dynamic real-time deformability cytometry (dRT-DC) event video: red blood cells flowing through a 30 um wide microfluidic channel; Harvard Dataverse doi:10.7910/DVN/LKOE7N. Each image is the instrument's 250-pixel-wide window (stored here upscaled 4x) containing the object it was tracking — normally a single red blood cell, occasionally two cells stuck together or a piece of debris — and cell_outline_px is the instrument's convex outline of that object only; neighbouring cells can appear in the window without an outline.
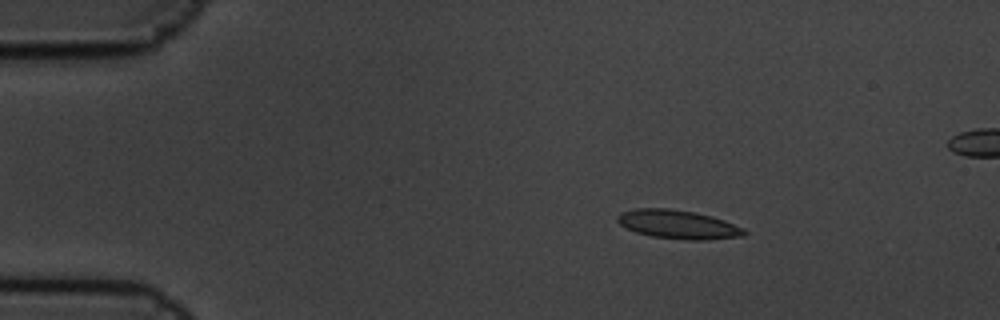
{"species": "common noctule bat (a hibernating species)", "species_latin": "Nyctalus noctula", "temperature_condition": "cold", "stored_images_in_passage": 7, "camera_frame_rate_fps": 3000, "um_per_image_px": 0.085, "animal": {"sex": "male", "body_mass_g": 19.5, "forearm_length_mm": 54.6}, "frame": {"image": 1, "passage_image": 2, "time_ms": 0.333, "image_size_px": [1000, 320], "cell_outline_px": [[748, 232], [744, 236], [708, 240], [688, 240], [652, 236], [636, 232], [620, 224], [616, 220], [616, 216], [620, 212], [636, 208], [668, 208], [696, 212], [712, 216], [724, 220], [744, 228]], "centroid_in_image_um": [57.65, 19.07], "position_along_channel_um": 27.3, "area_um2": 21.39}}
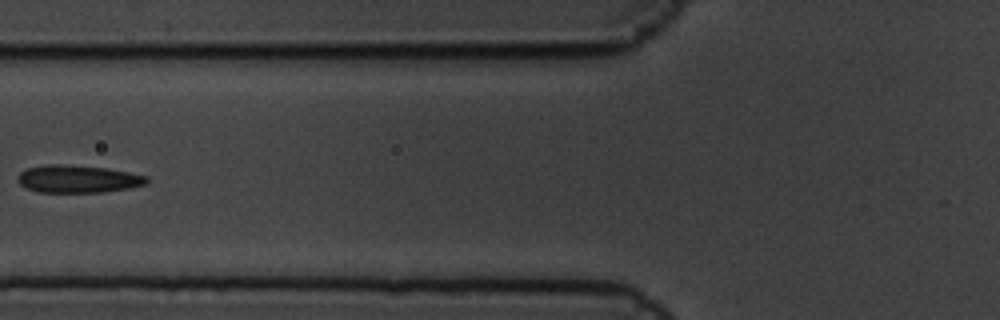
{"frame": {"image": 2, "passage_image": 6, "time_ms": 1.667, "image_size_px": [1000, 320], "cell_outline_px": [[148, 180], [144, 184], [128, 188], [104, 192], [40, 192], [28, 188], [20, 184], [16, 180], [16, 176], [20, 172], [28, 168], [52, 164], [64, 164], [108, 168], [148, 176]], "centroid_in_image_um": [6.6, 15.2], "position_along_channel_um": 119.2, "area_um2": 20.63}}
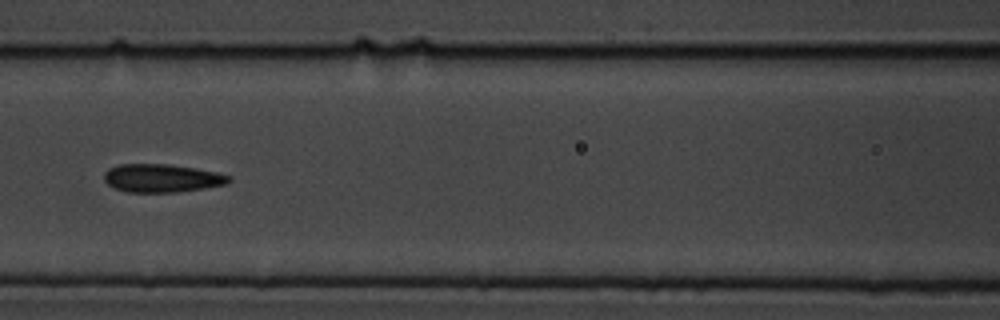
{"frame": {"image": 3, "passage_image": 7, "time_ms": 2.0, "image_size_px": [1000, 320], "cell_outline_px": [[232, 180], [228, 184], [204, 188], [176, 192], [128, 192], [116, 188], [108, 184], [104, 180], [104, 172], [108, 168], [120, 164], [168, 164], [196, 168], [220, 172], [232, 176]], "centroid_in_image_um": [13.81, 15.13], "position_along_channel_um": 152.8, "area_um2": 20.69}}